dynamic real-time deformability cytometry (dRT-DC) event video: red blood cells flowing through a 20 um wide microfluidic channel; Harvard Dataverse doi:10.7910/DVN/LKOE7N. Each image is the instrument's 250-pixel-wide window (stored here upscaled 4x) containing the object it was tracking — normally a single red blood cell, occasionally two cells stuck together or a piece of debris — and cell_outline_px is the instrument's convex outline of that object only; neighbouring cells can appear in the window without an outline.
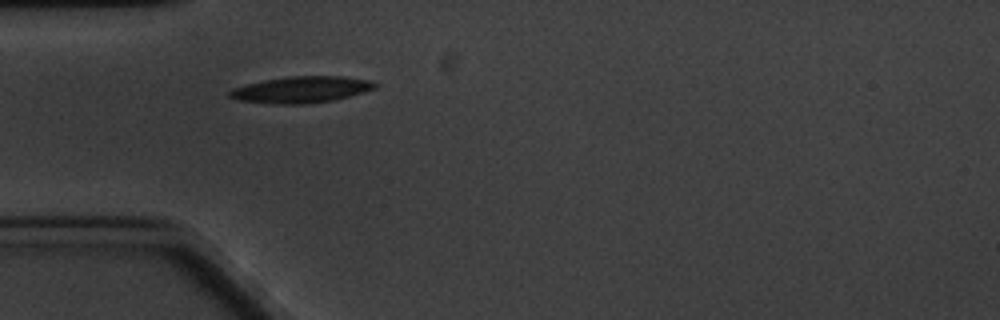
{"species": "common noctule bat (a hibernating species)", "species_latin": "Nyctalus noctula", "temperature_condition": "cold", "stored_images_in_passage": 4, "camera_frame_rate_fps": 3000, "um_per_image_px": 0.085, "animal": {"sex": "male", "body_mass_g": 20.1, "forearm_length_mm": 53.5}, "frame": {"image": 1, "passage_image": 4, "time_ms": 4.667, "image_size_px": [1000, 320], "cell_outline_px": [[380, 84], [376, 88], [336, 100], [304, 104], [276, 104], [236, 100], [228, 96], [228, 92], [232, 88], [264, 80], [288, 76], [344, 76], [372, 80]], "centroid_in_image_um": [25.64, 7.61], "position_along_channel_um": 59.4, "area_um2": 22.6}}